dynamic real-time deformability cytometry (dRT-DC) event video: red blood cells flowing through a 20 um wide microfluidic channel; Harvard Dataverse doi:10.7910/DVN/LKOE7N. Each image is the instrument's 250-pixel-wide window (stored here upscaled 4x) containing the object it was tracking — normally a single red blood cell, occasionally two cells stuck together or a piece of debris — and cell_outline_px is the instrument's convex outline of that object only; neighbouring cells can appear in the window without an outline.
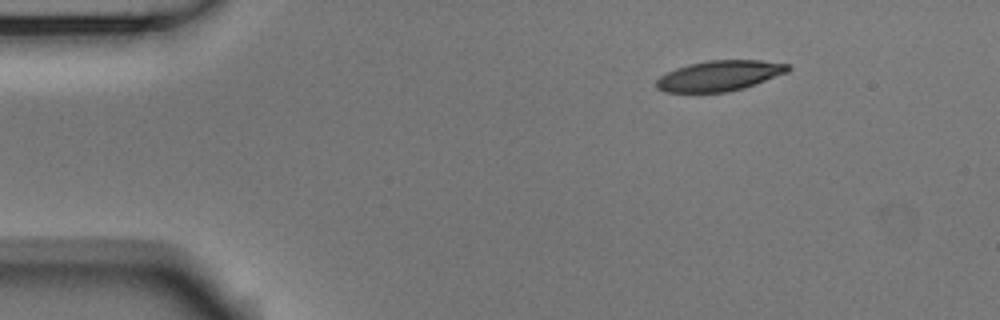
{"species": "Egyptian fruit bat (a non-hibernating species)", "species_latin": "Rousettus aegyptiacus", "temperature_condition": "room temperature", "stored_images_in_passage": 10, "camera_frame_rate_fps": 3000, "um_per_image_px": 0.085, "animal": {"sex": "male"}, "frame": {"image": 1, "passage_image": 1, "time_ms": 0.0, "image_size_px": [1000, 320], "cell_outline_px": [[792, 68], [788, 72], [756, 84], [744, 88], [728, 92], [664, 92], [656, 88], [656, 80], [660, 76], [676, 68], [688, 64], [708, 60], [760, 60], [788, 64]], "centroid_in_image_um": [61.16, 6.44], "position_along_channel_um": 23.8, "area_um2": 23.41}}